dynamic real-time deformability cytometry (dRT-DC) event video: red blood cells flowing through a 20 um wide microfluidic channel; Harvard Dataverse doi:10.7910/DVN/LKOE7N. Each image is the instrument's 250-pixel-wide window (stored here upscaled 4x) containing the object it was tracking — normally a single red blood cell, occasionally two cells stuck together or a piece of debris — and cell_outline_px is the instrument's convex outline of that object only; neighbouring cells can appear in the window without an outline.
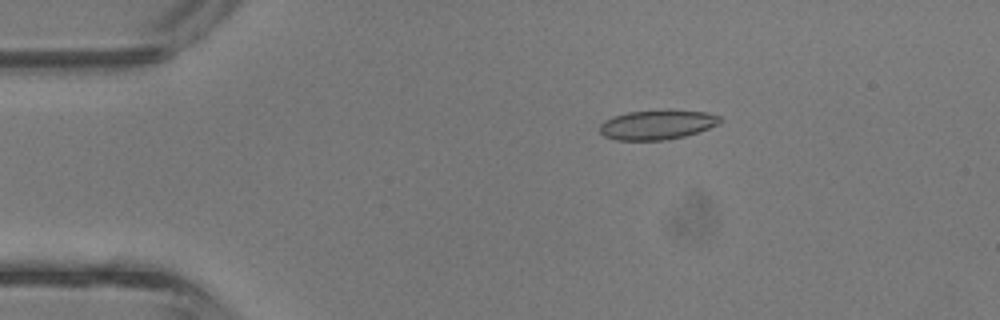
{"species": "common noctule bat (a hibernating species)", "species_latin": "Nyctalus noctula", "temperature_condition": "room temperature", "stored_images_in_passage": 4, "camera_frame_rate_fps": 3000, "um_per_image_px": 0.085, "animal": {"sex": "male", "body_mass_g": 13.3}, "frame": {"image": 1, "passage_image": 3, "time_ms": 0.667, "image_size_px": [1000, 320], "cell_outline_px": [[720, 120], [716, 124], [708, 128], [684, 136], [668, 140], [616, 140], [604, 136], [600, 132], [600, 124], [604, 120], [612, 116], [628, 112], [704, 112], [720, 116]], "centroid_in_image_um": [55.77, 10.64], "position_along_channel_um": 29.2, "area_um2": 19.88}}
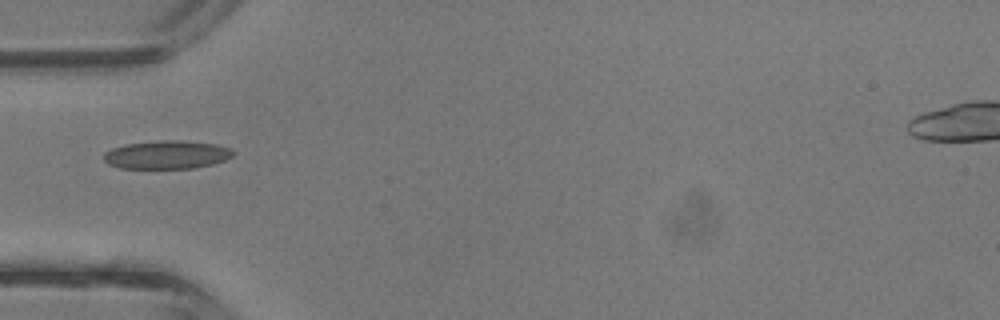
{"frame": {"image": 2, "passage_image": 4, "time_ms": 1.0, "image_size_px": [1000, 320], "cell_outline_px": [[236, 152], [232, 156], [224, 160], [212, 164], [192, 168], [120, 168], [108, 164], [104, 160], [104, 152], [112, 148], [124, 144], [160, 140], [180, 140], [216, 144], [232, 148]], "centroid_in_image_um": [14.18, 13.14], "position_along_channel_um": 70.8, "area_um2": 21.44}}